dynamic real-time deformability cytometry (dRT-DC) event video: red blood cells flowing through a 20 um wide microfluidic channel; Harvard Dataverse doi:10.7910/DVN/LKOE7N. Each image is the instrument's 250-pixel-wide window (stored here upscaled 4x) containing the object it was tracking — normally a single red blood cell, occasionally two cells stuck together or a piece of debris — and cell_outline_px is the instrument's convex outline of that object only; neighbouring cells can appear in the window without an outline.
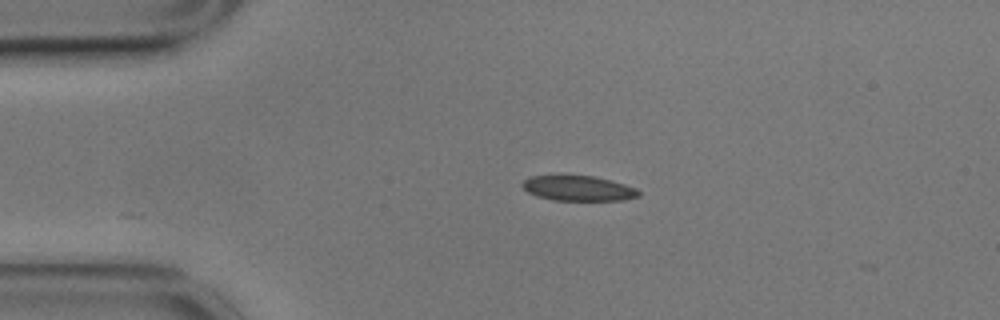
{"species": "common noctule bat (a hibernating species)", "species_latin": "Nyctalus noctula", "temperature_condition": "cold", "stored_images_in_passage": 4, "camera_frame_rate_fps": 3000, "um_per_image_px": 0.085, "animal": {"sex": "male", "body_mass_g": 17.9}, "frame": {"image": 1, "passage_image": 1, "time_ms": 0.0, "image_size_px": [1000, 320], "cell_outline_px": [[640, 196], [624, 200], [552, 200], [536, 196], [528, 192], [520, 184], [528, 176], [560, 172], [592, 176], [612, 180], [636, 188], [640, 192]], "centroid_in_image_um": [49.07, 15.95], "position_along_channel_um": 35.9, "area_um2": 17.92}}